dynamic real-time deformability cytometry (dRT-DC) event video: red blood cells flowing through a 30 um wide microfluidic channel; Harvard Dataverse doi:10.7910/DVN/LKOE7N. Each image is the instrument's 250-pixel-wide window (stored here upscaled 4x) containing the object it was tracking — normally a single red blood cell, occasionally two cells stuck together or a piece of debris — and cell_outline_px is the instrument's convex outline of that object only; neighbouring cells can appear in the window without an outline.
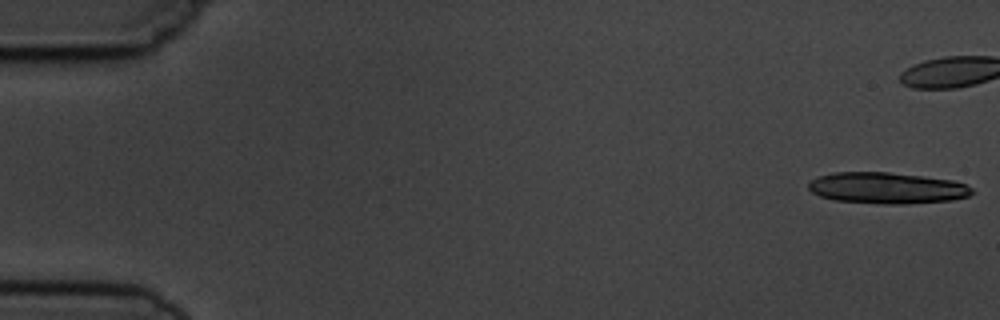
{"species": "common noctule bat (a hibernating species)", "species_latin": "Nyctalus noctula", "temperature_condition": "cold", "stored_images_in_passage": 6, "camera_frame_rate_fps": 3000, "um_per_image_px": 0.085, "animal": {"sex": "male", "body_mass_g": 19.5, "forearm_length_mm": 54.6}, "frame": {"image": 1, "passage_image": 1, "time_ms": 0.0, "image_size_px": [1000, 320], "cell_outline_px": [[976, 192], [968, 196], [952, 200], [904, 204], [884, 204], [832, 200], [820, 196], [812, 192], [808, 188], [808, 184], [812, 180], [820, 176], [836, 172], [888, 172], [952, 180], [964, 184], [972, 188]], "centroid_in_image_um": [75.4, 15.99], "position_along_channel_um": 9.6, "area_um2": 29.71}}
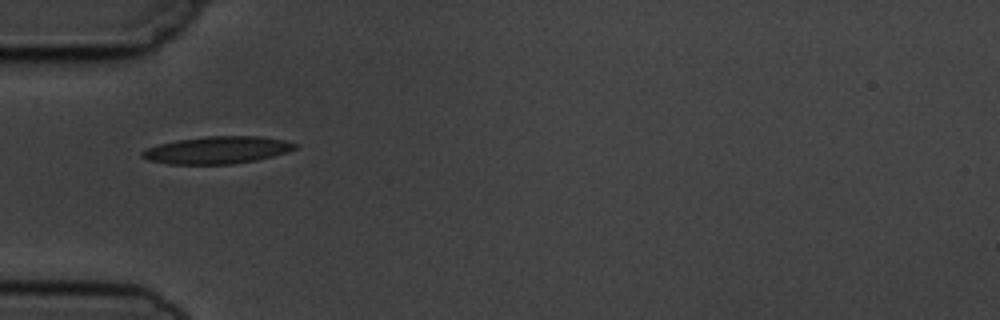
{"frame": {"image": 2, "passage_image": 5, "time_ms": 6.333, "image_size_px": [1000, 320], "cell_outline_px": [[300, 144], [296, 148], [272, 156], [256, 160], [232, 164], [168, 164], [148, 160], [140, 156], [140, 152], [144, 148], [176, 140], [204, 136], [260, 136], [284, 140]], "centroid_in_image_um": [18.42, 12.75], "position_along_channel_um": 66.6, "area_um2": 24.39}}
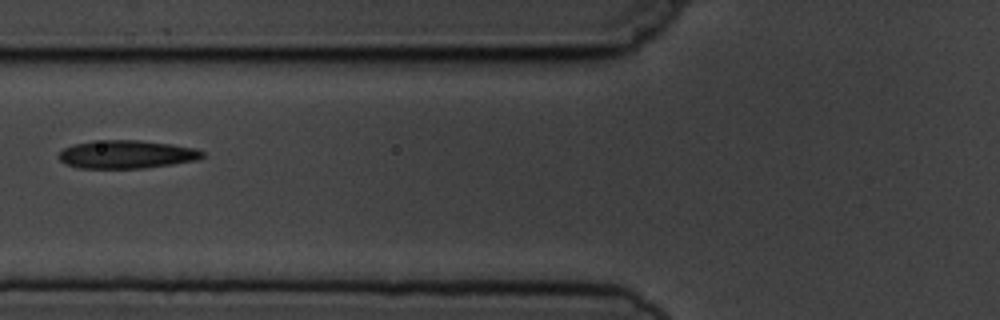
{"frame": {"image": 3, "passage_image": 6, "time_ms": 7.667, "image_size_px": [1000, 320], "cell_outline_px": [[204, 156], [196, 160], [172, 164], [144, 168], [80, 168], [64, 164], [60, 160], [60, 152], [64, 148], [72, 144], [92, 140], [140, 140], [172, 144], [196, 148], [204, 152]], "centroid_in_image_um": [10.75, 13.11], "position_along_channel_um": 115.1, "area_um2": 23.7}}